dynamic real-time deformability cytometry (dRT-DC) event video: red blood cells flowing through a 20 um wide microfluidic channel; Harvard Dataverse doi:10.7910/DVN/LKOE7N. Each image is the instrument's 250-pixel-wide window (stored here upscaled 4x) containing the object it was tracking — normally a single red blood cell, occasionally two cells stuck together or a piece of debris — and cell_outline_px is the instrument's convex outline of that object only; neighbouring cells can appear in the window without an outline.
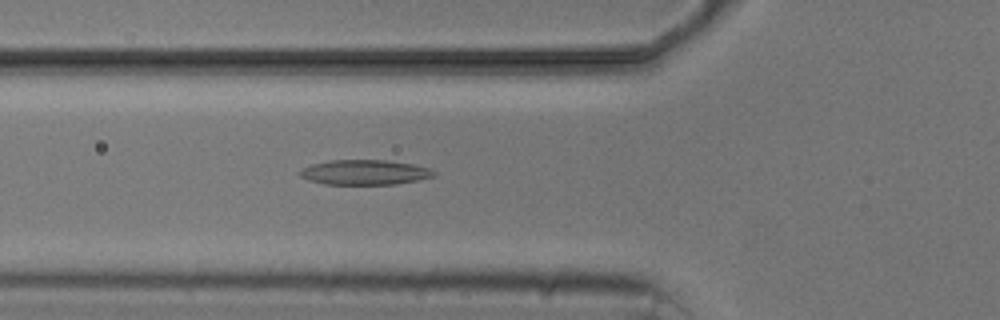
{"species": "common noctule bat (a hibernating species)", "species_latin": "Nyctalus noctula", "temperature_condition": "cold", "stored_images_in_passage": 5, "camera_frame_rate_fps": 3000, "um_per_image_px": 0.085, "animal": {"sex": "male", "body_mass_g": 20.5, "forearm_length_mm": 52.5}, "frame": {"image": 1, "passage_image": 5, "time_ms": 4.333, "image_size_px": [1000, 320], "cell_outline_px": [[436, 176], [396, 184], [324, 184], [308, 180], [300, 176], [296, 172], [300, 168], [312, 164], [328, 160], [384, 160], [412, 164], [428, 168], [436, 172]], "centroid_in_image_um": [30.93, 14.64], "position_along_channel_um": 94.9, "area_um2": 19.54}}